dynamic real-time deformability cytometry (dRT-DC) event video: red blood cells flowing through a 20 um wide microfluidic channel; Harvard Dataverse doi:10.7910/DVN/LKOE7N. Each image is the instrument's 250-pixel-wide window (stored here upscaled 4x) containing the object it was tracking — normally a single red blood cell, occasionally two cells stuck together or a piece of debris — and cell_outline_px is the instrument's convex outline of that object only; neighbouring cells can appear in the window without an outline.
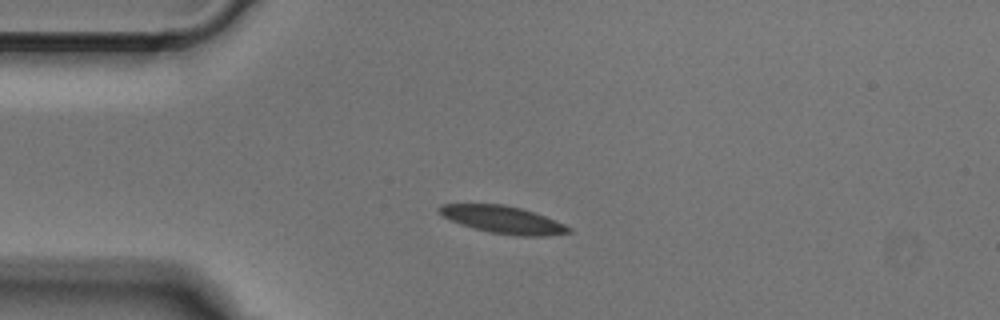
{"species": "Egyptian fruit bat (a non-hibernating species)", "species_latin": "Rousettus aegyptiacus", "temperature_condition": "cold", "stored_images_in_passage": 39, "camera_frame_rate_fps": 3000, "um_per_image_px": 0.085, "animal": {"sex": "male"}, "frame": {"image": 1, "passage_image": 1, "time_ms": 0.0, "image_size_px": [1000, 320], "cell_outline_px": [[572, 232], [548, 236], [516, 236], [492, 232], [460, 224], [436, 212], [436, 208], [440, 204], [504, 204], [536, 212], [564, 224], [572, 228]], "centroid_in_image_um": [42.77, 18.66], "position_along_channel_um": 42.2, "area_um2": 20.69}}
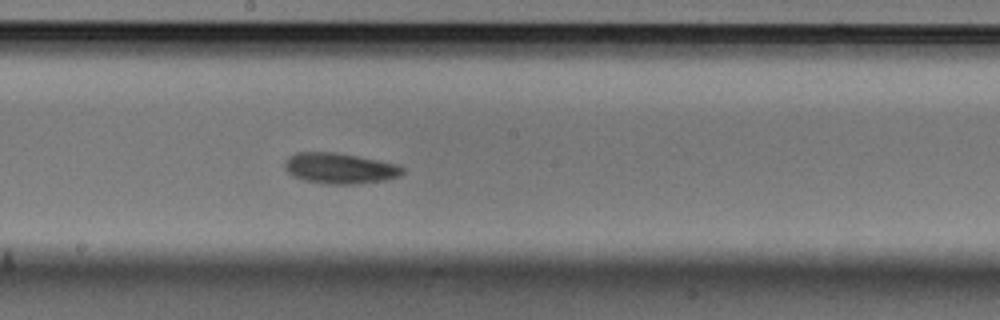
{"frame": {"image": 2, "passage_image": 16, "time_ms": 5.0, "image_size_px": [1000, 320], "cell_outline_px": [[404, 172], [400, 176], [384, 180], [356, 184], [324, 184], [304, 180], [292, 176], [284, 168], [284, 160], [288, 156], [296, 152], [336, 152], [400, 164], [404, 168]], "centroid_in_image_um": [28.87, 14.3], "position_along_channel_um": 219.3, "area_um2": 21.39}}
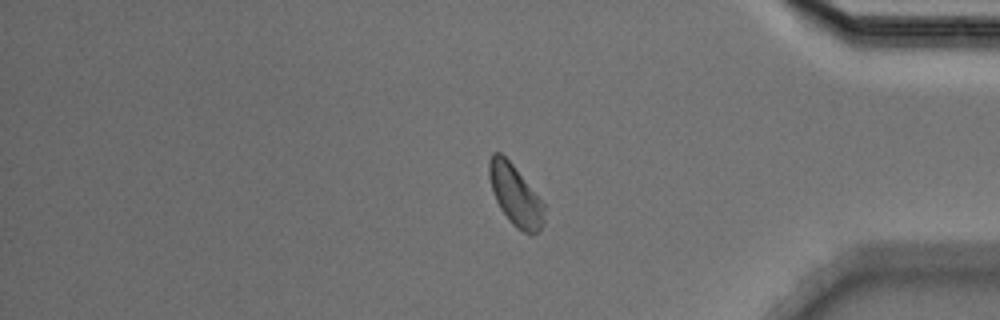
{"frame": {"image": 3, "passage_image": 31, "time_ms": 10.0, "image_size_px": [1000, 320], "cell_outline_px": [[544, 224], [540, 232], [532, 236], [516, 228], [512, 224], [500, 208], [492, 192], [488, 176], [488, 160], [492, 152], [500, 152], [512, 164], [544, 204]], "centroid_in_image_um": [43.79, 16.63], "position_along_channel_um": 391.4, "area_um2": 19.54}}